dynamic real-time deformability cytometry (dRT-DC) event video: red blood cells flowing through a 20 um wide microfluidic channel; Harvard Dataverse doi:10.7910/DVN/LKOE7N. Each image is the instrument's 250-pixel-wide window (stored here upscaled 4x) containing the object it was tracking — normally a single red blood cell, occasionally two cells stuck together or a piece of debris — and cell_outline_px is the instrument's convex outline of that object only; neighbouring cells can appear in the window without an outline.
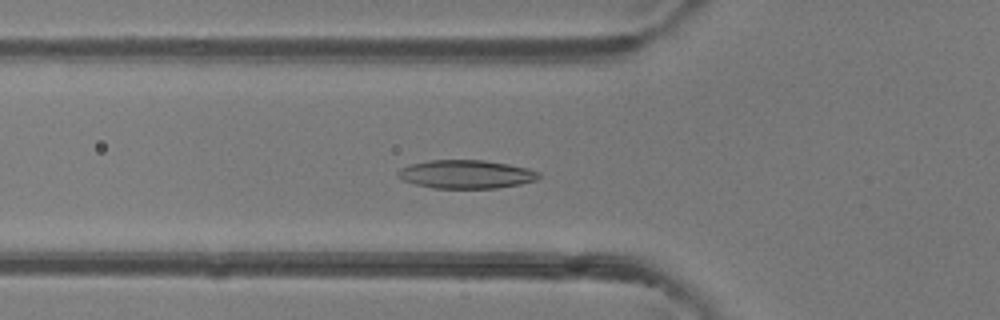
{"species": "common noctule bat (a hibernating species)", "species_latin": "Nyctalus noctula", "temperature_condition": "room temperature", "stored_images_in_passage": 49, "camera_frame_rate_fps": 3000, "um_per_image_px": 0.085, "animal": {"sex": "female"}, "frame": {"image": 1, "passage_image": 17, "time_ms": 5.333, "image_size_px": [1000, 320], "cell_outline_px": [[540, 176], [536, 180], [520, 184], [496, 188], [432, 188], [416, 184], [404, 180], [396, 176], [396, 172], [400, 168], [408, 164], [428, 160], [484, 160], [508, 164], [528, 168], [540, 172]], "centroid_in_image_um": [39.59, 14.8], "position_along_channel_um": 86.2, "area_um2": 23.47}}
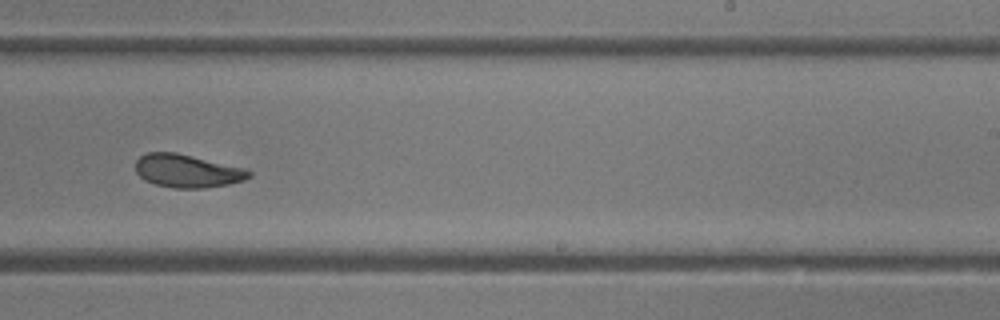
{"frame": {"image": 2, "passage_image": 30, "time_ms": 9.667, "image_size_px": [1000, 320], "cell_outline_px": [[252, 176], [244, 180], [228, 184], [204, 188], [172, 188], [156, 184], [144, 180], [136, 172], [136, 160], [140, 156], [148, 152], [176, 152], [244, 168], [252, 172]], "centroid_in_image_um": [15.91, 14.53], "position_along_channel_um": 273.1, "area_um2": 21.85}}
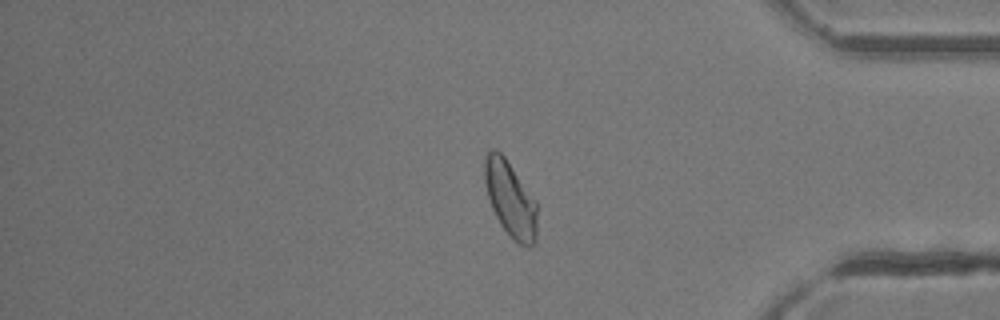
{"frame": {"image": 3, "passage_image": 40, "time_ms": 13.0, "image_size_px": [1000, 320], "cell_outline_px": [[536, 236], [532, 244], [528, 248], [520, 244], [500, 224], [492, 208], [488, 196], [484, 180], [484, 160], [488, 152], [492, 148], [496, 148], [504, 156], [536, 200]], "centroid_in_image_um": [43.36, 16.88], "position_along_channel_um": 391.8, "area_um2": 22.77}, "authors_computed_cell_mechanics": {"area_um2": 22.9466, "velocity_mm_per_s": 4.3094, "shape_relaxation_time_tau1_ms": 2.7978, "shape_relaxation_time_tau2_ms": 2.9263, "deformation_change_tau1": 0.1139, "deformation_change_tau2": 0.0815}}